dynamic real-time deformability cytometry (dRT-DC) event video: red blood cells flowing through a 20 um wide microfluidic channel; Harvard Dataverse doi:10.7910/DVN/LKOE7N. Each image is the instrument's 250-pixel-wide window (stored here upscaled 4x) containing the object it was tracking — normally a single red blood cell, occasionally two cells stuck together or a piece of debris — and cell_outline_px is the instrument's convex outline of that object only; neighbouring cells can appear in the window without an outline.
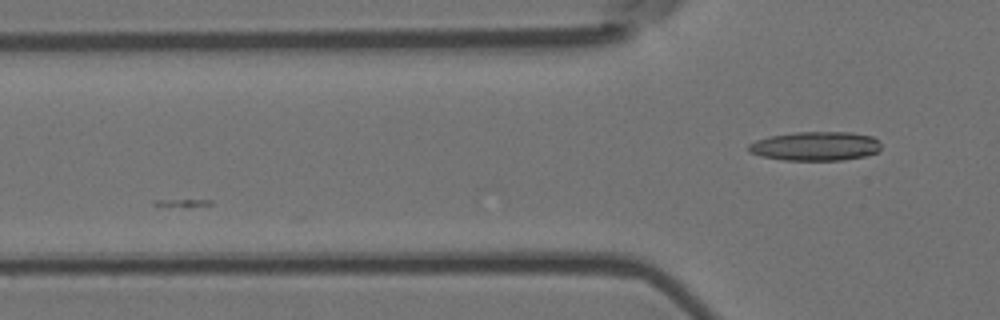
{"species": "Egyptian fruit bat (a non-hibernating species)", "species_latin": "Rousettus aegyptiacus", "temperature_condition": "room temperature", "stored_images_in_passage": 5, "camera_frame_rate_fps": 3000, "um_per_image_px": 0.085, "animal": {"sex": "female"}, "frame": {"image": 1, "passage_image": 5, "time_ms": 1.333, "image_size_px": [1000, 320], "cell_outline_px": [[880, 148], [876, 152], [864, 156], [840, 160], [784, 160], [760, 156], [748, 152], [748, 144], [756, 140], [768, 136], [796, 132], [852, 132], [872, 136], [880, 144]], "centroid_in_image_um": [69.26, 12.42], "position_along_channel_um": 56.5, "area_um2": 22.43}}